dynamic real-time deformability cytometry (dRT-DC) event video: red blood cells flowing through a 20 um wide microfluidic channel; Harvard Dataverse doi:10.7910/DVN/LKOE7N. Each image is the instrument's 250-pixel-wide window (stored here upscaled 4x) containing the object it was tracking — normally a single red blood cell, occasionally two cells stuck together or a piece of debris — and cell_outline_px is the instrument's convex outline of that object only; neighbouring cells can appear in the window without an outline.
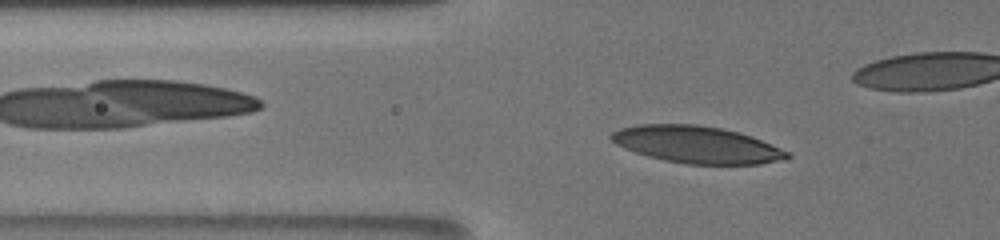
{"species": "human", "species_latin": "Homo sapiens", "temperature_condition": "room temperature", "stored_images_in_passage": 17, "camera_frame_rate_fps": 3000, "um_per_image_px": 0.085, "donor": {"sex": "male"}, "frame": {"image": 1, "passage_image": 6, "time_ms": 3.333, "image_size_px": [1000, 240], "cell_outline_px": [[792, 156], [784, 160], [760, 164], [688, 164], [664, 160], [648, 156], [624, 148], [616, 144], [608, 136], [612, 132], [620, 128], [640, 124], [696, 124], [720, 128], [740, 132], [752, 136], [780, 148], [788, 152]], "centroid_in_image_um": [59.23, 12.29], "position_along_channel_um": 66.6, "area_um2": 37.92}}